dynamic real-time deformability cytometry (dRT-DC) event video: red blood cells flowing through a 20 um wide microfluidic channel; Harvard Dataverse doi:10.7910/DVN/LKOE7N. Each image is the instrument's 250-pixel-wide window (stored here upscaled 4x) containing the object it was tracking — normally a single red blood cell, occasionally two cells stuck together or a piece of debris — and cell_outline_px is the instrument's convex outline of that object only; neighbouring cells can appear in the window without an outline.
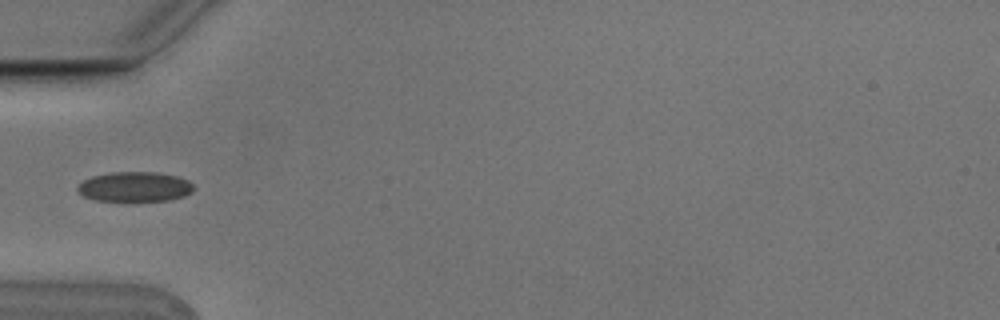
{"species": "Egyptian fruit bat (a non-hibernating species)", "species_latin": "Rousettus aegyptiacus", "temperature_condition": "cold", "stored_images_in_passage": 2, "camera_frame_rate_fps": 3000, "um_per_image_px": 0.085, "animal": {"sex": "male"}, "frame": {"image": 1, "passage_image": 2, "time_ms": 0.333, "image_size_px": [1000, 320], "cell_outline_px": [[196, 188], [192, 192], [184, 196], [168, 200], [136, 204], [96, 200], [84, 196], [76, 188], [84, 180], [92, 176], [112, 172], [156, 172], [176, 176], [188, 180]], "centroid_in_image_um": [11.48, 15.92], "position_along_channel_um": 73.5, "area_um2": 20.98}}